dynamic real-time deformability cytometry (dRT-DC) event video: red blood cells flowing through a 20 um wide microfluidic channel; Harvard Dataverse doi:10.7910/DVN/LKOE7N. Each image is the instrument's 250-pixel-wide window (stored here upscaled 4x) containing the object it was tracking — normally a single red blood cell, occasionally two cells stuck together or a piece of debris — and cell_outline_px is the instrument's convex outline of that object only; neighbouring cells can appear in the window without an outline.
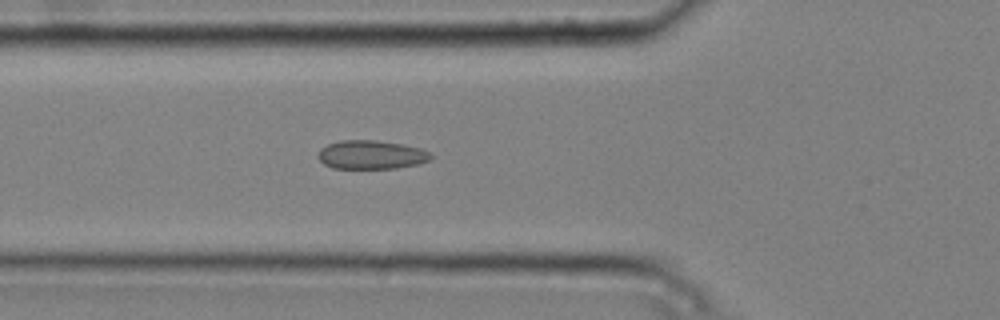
{"species": "common noctule bat (a hibernating species)", "species_latin": "Nyctalus noctula", "temperature_condition": "cold", "stored_images_in_passage": 5, "camera_frame_rate_fps": 3000, "um_per_image_px": 0.085, "animal": {"sex": "male", "body_mass_g": 20.4}, "frame": {"image": 1, "passage_image": 5, "time_ms": 1.333, "image_size_px": [1000, 320], "cell_outline_px": [[436, 156], [420, 164], [396, 168], [332, 168], [324, 164], [320, 160], [320, 148], [328, 144], [340, 140], [376, 140], [404, 144], [420, 148]], "centroid_in_image_um": [31.6, 13.15], "position_along_channel_um": 94.2, "area_um2": 18.9}}